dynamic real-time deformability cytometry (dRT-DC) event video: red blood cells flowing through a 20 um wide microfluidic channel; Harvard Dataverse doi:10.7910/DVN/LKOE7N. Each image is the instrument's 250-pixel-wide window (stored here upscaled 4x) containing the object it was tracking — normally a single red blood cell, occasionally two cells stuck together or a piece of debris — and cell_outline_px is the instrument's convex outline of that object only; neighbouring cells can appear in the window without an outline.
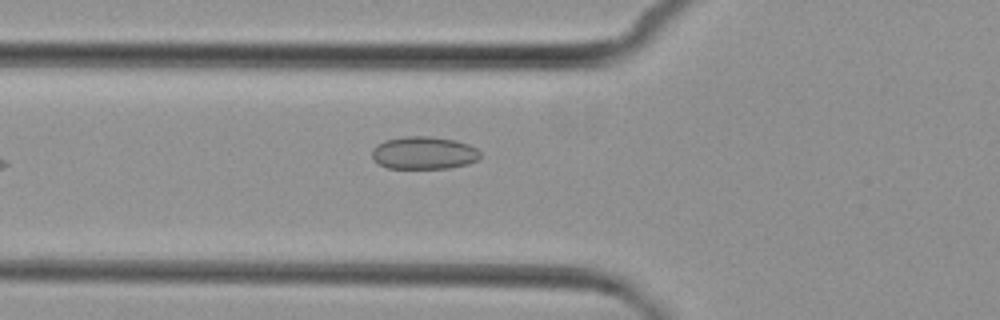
{"species": "common noctule bat (a hibernating species)", "species_latin": "Nyctalus noctula", "temperature_condition": "cold", "stored_images_in_passage": 4, "camera_frame_rate_fps": 3000, "um_per_image_px": 0.085, "animal": {"sex": "female", "body_mass_g": 29.2, "forearm_length_mm": 56.3}, "frame": {"image": 1, "passage_image": 4, "time_ms": 3.667, "image_size_px": [1000, 320], "cell_outline_px": [[480, 156], [476, 160], [468, 164], [448, 168], [388, 168], [380, 164], [372, 156], [372, 148], [376, 144], [384, 140], [404, 136], [428, 136], [456, 140], [468, 144], [476, 148], [480, 152]], "centroid_in_image_um": [36.02, 12.98], "position_along_channel_um": 89.8, "area_um2": 20.63}}